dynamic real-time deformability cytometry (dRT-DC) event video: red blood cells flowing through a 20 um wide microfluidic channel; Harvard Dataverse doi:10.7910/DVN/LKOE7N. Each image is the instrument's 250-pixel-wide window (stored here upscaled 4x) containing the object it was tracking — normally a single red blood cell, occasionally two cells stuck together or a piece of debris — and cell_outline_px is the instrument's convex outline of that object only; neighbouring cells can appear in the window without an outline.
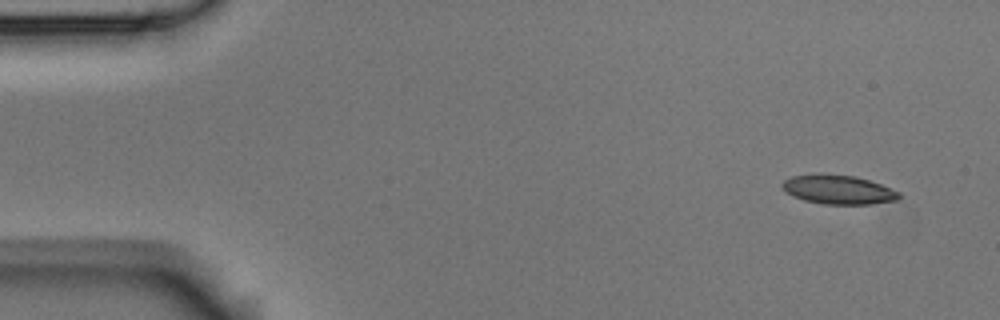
{"species": "Egyptian fruit bat (a non-hibernating species)", "species_latin": "Rousettus aegyptiacus", "temperature_condition": "room temperature", "stored_images_in_passage": 5, "segment_of_instrument_passage": [1, 2], "camera_frame_rate_fps": 3000, "um_per_image_px": 0.085, "animal": {"sex": "male"}, "frame": {"image": 1, "passage_image": 1, "time_ms": 0.0, "image_size_px": [1000, 320], "cell_outline_px": [[900, 196], [896, 200], [868, 204], [824, 204], [804, 200], [792, 196], [784, 192], [780, 184], [784, 180], [792, 176], [856, 176], [880, 184], [900, 192]], "centroid_in_image_um": [71.24, 16.15], "position_along_channel_um": 13.8, "area_um2": 19.13}}
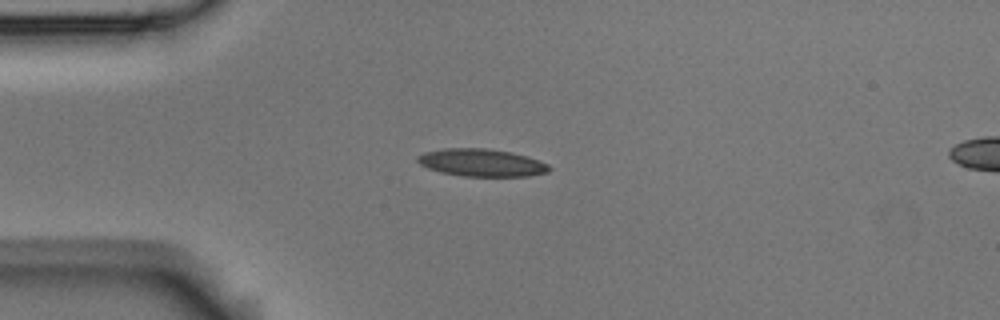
{"frame": {"image": 2, "passage_image": 4, "time_ms": 1.0, "image_size_px": [1000, 320], "cell_outline_px": [[552, 168], [548, 172], [528, 176], [464, 176], [440, 172], [428, 168], [420, 164], [416, 160], [416, 156], [424, 152], [444, 148], [488, 148], [512, 152], [548, 164]], "centroid_in_image_um": [40.9, 13.82], "position_along_channel_um": 44.1, "area_um2": 21.1}}